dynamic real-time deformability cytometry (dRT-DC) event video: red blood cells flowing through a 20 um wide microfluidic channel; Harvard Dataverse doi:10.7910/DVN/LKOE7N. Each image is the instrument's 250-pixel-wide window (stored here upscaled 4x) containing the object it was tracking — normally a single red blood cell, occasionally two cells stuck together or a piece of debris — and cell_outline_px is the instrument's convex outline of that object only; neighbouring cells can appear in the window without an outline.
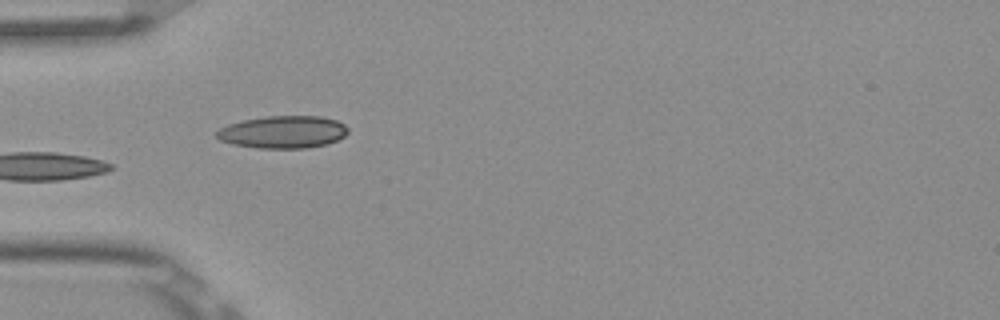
{"species": "Egyptian fruit bat (a non-hibernating species)", "species_latin": "Rousettus aegyptiacus", "temperature_condition": "room temperature", "stored_images_in_passage": 7, "camera_frame_rate_fps": 3000, "um_per_image_px": 0.085, "frame": {"image": 1, "passage_image": 5, "time_ms": 1.333, "image_size_px": [1000, 320], "cell_outline_px": [[348, 132], [344, 136], [328, 144], [304, 148], [256, 148], [232, 144], [220, 140], [216, 136], [216, 132], [220, 128], [228, 124], [244, 120], [264, 116], [320, 116], [336, 120], [344, 124], [348, 128]], "centroid_in_image_um": [24.05, 11.22], "position_along_channel_um": 60.9, "area_um2": 24.85}}
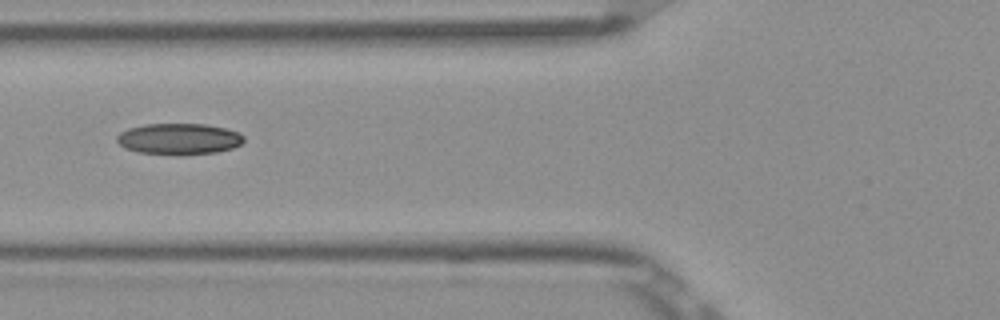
{"frame": {"image": 2, "passage_image": 6, "time_ms": 1.667, "image_size_px": [1000, 320], "cell_outline_px": [[244, 140], [240, 144], [232, 148], [216, 152], [184, 156], [180, 156], [140, 152], [124, 148], [116, 140], [116, 136], [120, 132], [128, 128], [144, 124], [204, 124], [224, 128], [236, 132], [244, 136]], "centroid_in_image_um": [15.18, 11.82], "position_along_channel_um": 110.6, "area_um2": 23.24}}
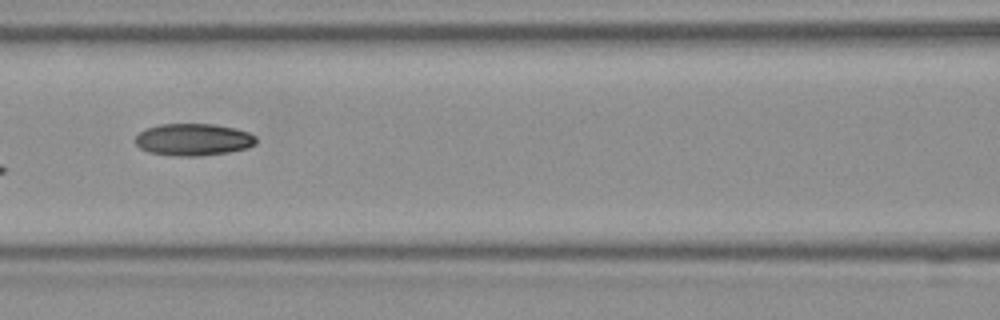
{"frame": {"image": 3, "passage_image": 7, "time_ms": 2.0, "image_size_px": [1000, 320], "cell_outline_px": [[256, 144], [248, 148], [228, 152], [196, 156], [172, 156], [148, 152], [140, 148], [132, 140], [144, 128], [160, 124], [216, 124], [236, 128], [248, 132], [256, 136]], "centroid_in_image_um": [16.41, 11.86], "position_along_channel_um": 150.2, "area_um2": 22.89}}